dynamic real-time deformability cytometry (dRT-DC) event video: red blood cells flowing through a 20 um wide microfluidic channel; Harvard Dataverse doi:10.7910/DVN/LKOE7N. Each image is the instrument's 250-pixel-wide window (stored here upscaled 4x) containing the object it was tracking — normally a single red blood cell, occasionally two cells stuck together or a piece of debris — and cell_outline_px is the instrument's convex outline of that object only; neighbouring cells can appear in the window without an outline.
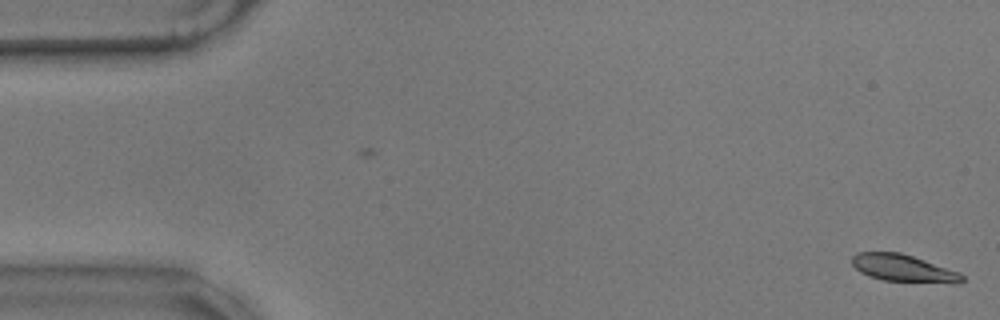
{"species": "common noctule bat (a hibernating species)", "species_latin": "Nyctalus noctula", "temperature_condition": "warm", "stored_images_in_passage": 11, "camera_frame_rate_fps": 3000, "um_per_image_px": 0.085, "animal": {"sex": "male", "body_mass_g": 17.9}, "frame": {"image": 1, "passage_image": 1, "time_ms": 0.0, "image_size_px": [1000, 320], "cell_outline_px": [[964, 280], [960, 284], [956, 284], [884, 280], [868, 276], [860, 272], [852, 264], [852, 256], [856, 252], [900, 252], [960, 272], [964, 276]], "centroid_in_image_um": [76.81, 22.81], "position_along_channel_um": 8.2, "area_um2": 17.57}}